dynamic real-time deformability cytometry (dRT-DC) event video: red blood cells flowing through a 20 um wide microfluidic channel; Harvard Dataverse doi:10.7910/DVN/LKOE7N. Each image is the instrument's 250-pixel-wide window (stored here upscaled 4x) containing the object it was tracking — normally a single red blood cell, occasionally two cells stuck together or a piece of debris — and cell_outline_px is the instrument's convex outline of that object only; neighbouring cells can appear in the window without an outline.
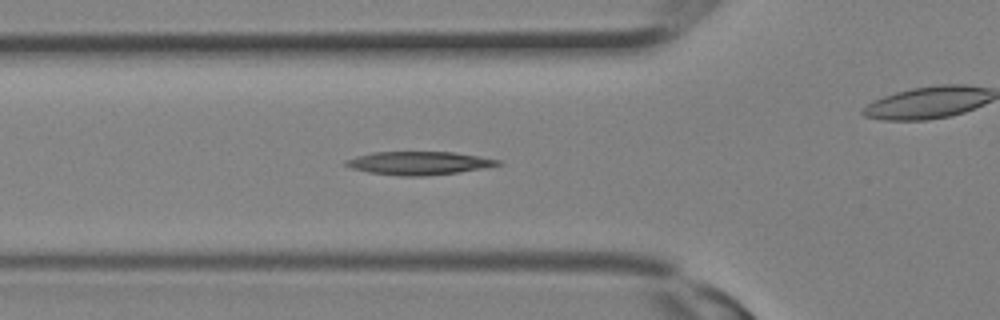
{"species": "Egyptian fruit bat (a non-hibernating species)", "species_latin": "Rousettus aegyptiacus", "temperature_condition": "room temperature", "stored_images_in_passage": 31, "camera_frame_rate_fps": 3000, "um_per_image_px": 0.085, "animal": {"sex": "female"}, "frame": {"image": 1, "passage_image": 10, "time_ms": 3.0, "image_size_px": [1000, 320], "cell_outline_px": [[504, 164], [460, 172], [428, 176], [400, 176], [368, 172], [352, 168], [344, 164], [344, 160], [356, 156], [372, 152], [452, 152], [480, 156], [500, 160]], "centroid_in_image_um": [35.61, 13.86], "position_along_channel_um": 90.2, "area_um2": 20.69}}
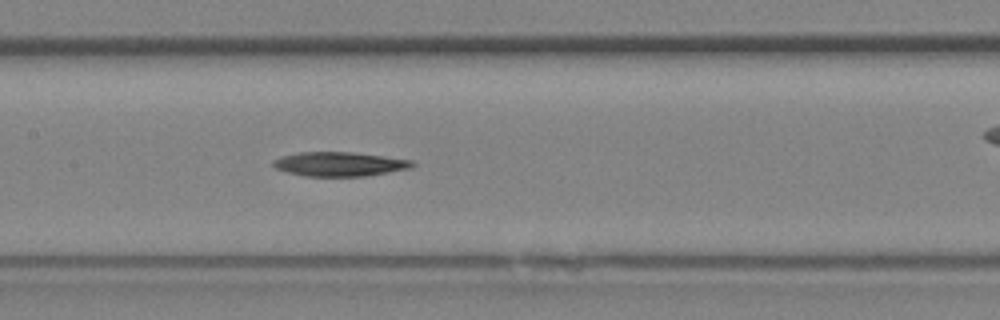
{"frame": {"image": 2, "passage_image": 14, "time_ms": 4.333, "image_size_px": [1000, 320], "cell_outline_px": [[416, 164], [412, 168], [364, 176], [304, 176], [288, 172], [276, 168], [272, 164], [272, 160], [280, 156], [296, 152], [352, 152], [384, 156], [412, 160]], "centroid_in_image_um": [28.84, 13.94], "position_along_channel_um": 178.6, "area_um2": 19.71}}